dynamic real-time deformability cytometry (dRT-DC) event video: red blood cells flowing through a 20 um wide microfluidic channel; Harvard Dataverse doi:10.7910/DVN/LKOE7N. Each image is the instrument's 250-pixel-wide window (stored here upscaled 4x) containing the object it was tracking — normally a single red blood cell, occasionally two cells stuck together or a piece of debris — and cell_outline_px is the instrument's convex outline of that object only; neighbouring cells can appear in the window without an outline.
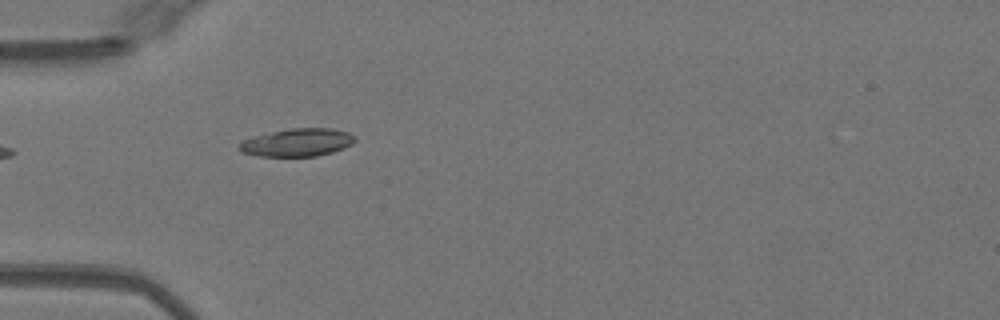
{"species": "Egyptian fruit bat (a non-hibernating species)", "species_latin": "Rousettus aegyptiacus", "temperature_condition": "warm", "stored_images_in_passage": 35, "camera_frame_rate_fps": 3000, "um_per_image_px": 0.085, "animal": {"sex": "female"}, "frame": {"image": 1, "passage_image": 1, "time_ms": 0.0, "image_size_px": [1000, 320], "cell_outline_px": [[356, 140], [352, 144], [344, 148], [332, 152], [316, 156], [256, 156], [244, 152], [240, 148], [240, 144], [244, 140], [256, 136], [288, 128], [332, 128], [348, 132], [356, 136]], "centroid_in_image_um": [25.35, 12.1], "position_along_channel_um": 59.7, "area_um2": 18.61}}
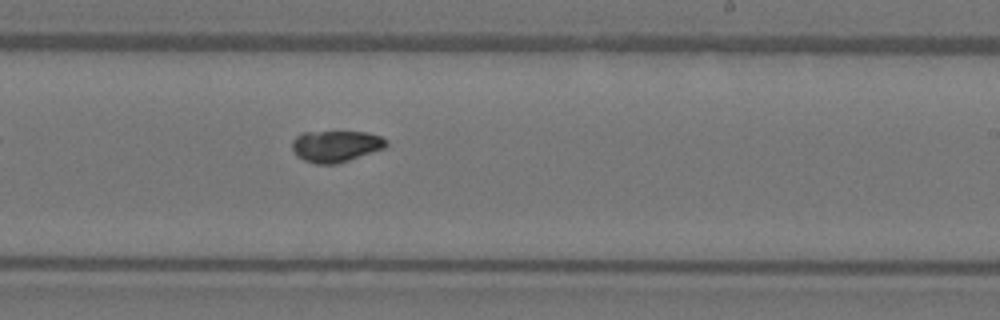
{"frame": {"image": 2, "passage_image": 16, "time_ms": 5.0, "image_size_px": [1000, 320], "cell_outline_px": [[388, 144], [384, 148], [336, 164], [316, 164], [304, 160], [296, 156], [292, 148], [292, 140], [296, 136], [304, 132], [368, 132], [380, 136], [388, 140]], "centroid_in_image_um": [28.53, 12.42], "position_along_channel_um": 260.5, "area_um2": 17.22}}
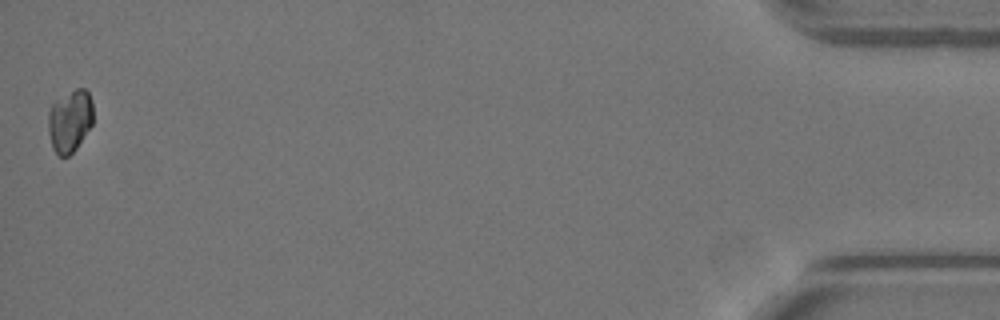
{"frame": {"image": 3, "passage_image": 35, "time_ms": 11.333, "image_size_px": [1000, 320], "cell_outline_px": [[92, 124], [76, 148], [68, 156], [60, 156], [52, 148], [48, 132], [48, 112], [52, 104], [56, 100], [76, 88], [84, 88], [88, 92], [92, 100]], "centroid_in_image_um": [5.92, 10.27], "position_along_channel_um": 429.3, "area_um2": 16.24}, "authors_computed_cell_mechanics": {"area_um2": 17.2244, "velocity_mm_per_s": 4.0801, "shape_relaxation_time_tau1_ms": 4.9517, "shape_relaxation_time_tau2_ms": 2.8293, "deformation_change_tau1": 0.1471, "deformation_change_tau2": 0.0735}}